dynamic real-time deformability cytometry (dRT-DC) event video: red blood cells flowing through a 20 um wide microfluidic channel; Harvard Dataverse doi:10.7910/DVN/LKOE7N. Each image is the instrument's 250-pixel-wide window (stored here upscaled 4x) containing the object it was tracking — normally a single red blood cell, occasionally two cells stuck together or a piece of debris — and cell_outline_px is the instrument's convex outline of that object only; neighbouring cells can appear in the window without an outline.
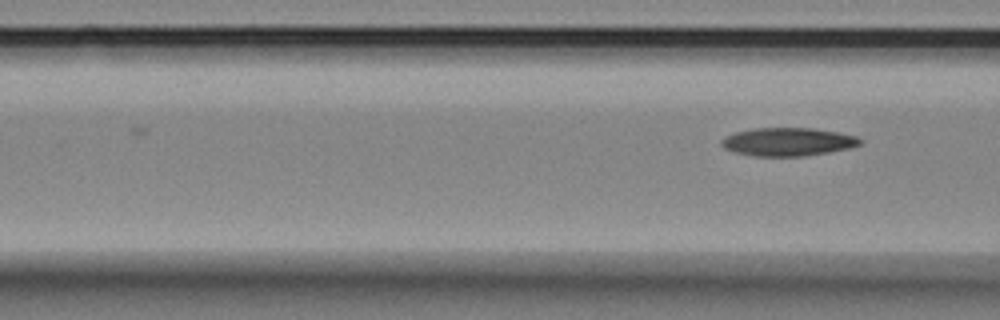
{"species": "Egyptian fruit bat (a non-hibernating species)", "species_latin": "Rousettus aegyptiacus", "temperature_condition": "room temperature", "stored_images_in_passage": 3, "camera_frame_rate_fps": 3000, "um_per_image_px": 0.085, "animal": {"sex": "female"}, "frame": {"image": 1, "passage_image": 3, "time_ms": 0.667, "image_size_px": [1000, 320], "cell_outline_px": [[864, 140], [860, 144], [848, 148], [828, 152], [804, 156], [756, 156], [736, 152], [724, 148], [720, 144], [720, 140], [724, 136], [736, 132], [752, 128], [812, 128], [840, 132], [856, 136]], "centroid_in_image_um": [66.96, 12.04], "position_along_channel_um": 99.6, "area_um2": 22.83}}